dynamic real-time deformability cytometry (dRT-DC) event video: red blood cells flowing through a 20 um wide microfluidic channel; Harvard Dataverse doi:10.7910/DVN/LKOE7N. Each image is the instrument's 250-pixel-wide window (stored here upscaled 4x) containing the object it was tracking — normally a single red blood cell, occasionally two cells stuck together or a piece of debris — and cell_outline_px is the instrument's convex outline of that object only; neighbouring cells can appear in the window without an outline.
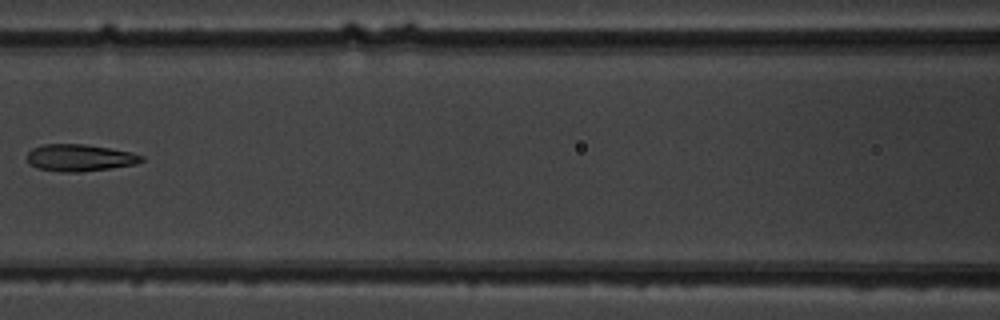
{"species": "common noctule bat (a hibernating species)", "species_latin": "Nyctalus noctula", "temperature_condition": "warm", "stored_images_in_passage": 7, "camera_frame_rate_fps": 3000, "um_per_image_px": 0.085, "animal": {"sex": "male", "body_mass_g": 19.5, "forearm_length_mm": 54.6}, "frame": {"image": 1, "passage_image": 7, "time_ms": 8.667, "image_size_px": [1000, 320], "cell_outline_px": [[144, 160], [136, 164], [80, 172], [64, 172], [36, 168], [28, 164], [28, 152], [32, 148], [44, 144], [84, 144], [132, 152], [144, 156]], "centroid_in_image_um": [6.76, 13.41], "position_along_channel_um": 159.8, "area_um2": 17.92}}